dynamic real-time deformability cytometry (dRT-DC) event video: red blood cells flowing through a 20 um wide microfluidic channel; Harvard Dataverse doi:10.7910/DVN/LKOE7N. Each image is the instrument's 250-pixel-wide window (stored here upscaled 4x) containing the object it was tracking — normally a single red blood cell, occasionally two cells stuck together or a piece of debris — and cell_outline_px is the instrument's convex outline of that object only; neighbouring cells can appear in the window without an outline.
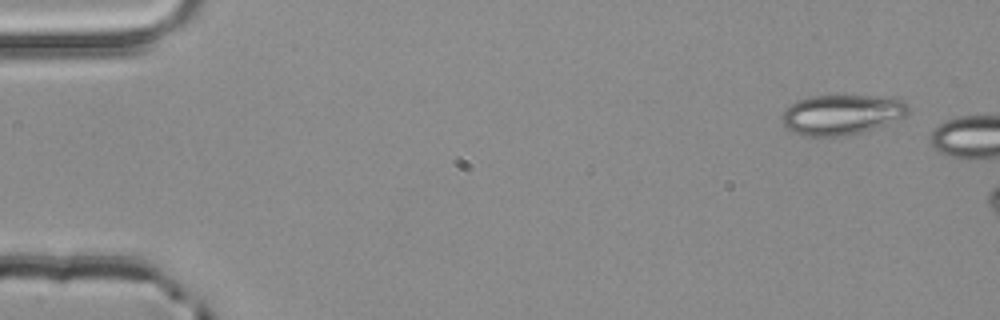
{"species": "common noctule bat (a hibernating species)", "species_latin": "Nyctalus noctula", "temperature_condition": "room temperature", "stored_images_in_passage": 2, "camera_frame_rate_fps": 3000, "um_per_image_px": 0.085, "animal": {"sex": "male", "body_mass_g": 20.4}, "frame": {"image": 1, "passage_image": 1, "time_ms": 0.0, "image_size_px": [1000, 320], "cell_outline_px": [[908, 116], [860, 132], [840, 136], [804, 136], [792, 132], [784, 128], [780, 120], [780, 116], [796, 100], [812, 96], [868, 96], [904, 100], [908, 104]], "centroid_in_image_um": [71.49, 9.75], "position_along_channel_um": 13.5, "area_um2": 29.36}}